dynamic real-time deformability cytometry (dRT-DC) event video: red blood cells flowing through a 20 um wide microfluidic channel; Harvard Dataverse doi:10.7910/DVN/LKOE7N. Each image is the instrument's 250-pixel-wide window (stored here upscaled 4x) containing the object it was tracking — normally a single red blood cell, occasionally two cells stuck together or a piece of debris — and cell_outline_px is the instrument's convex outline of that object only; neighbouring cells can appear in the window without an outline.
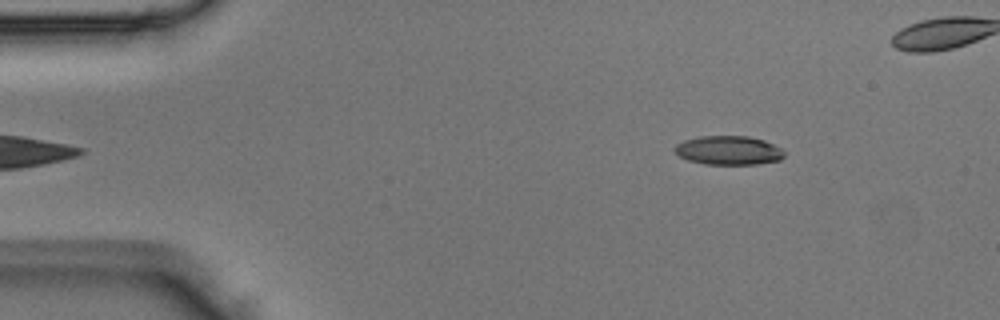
{"species": "Egyptian fruit bat (a non-hibernating species)", "species_latin": "Rousettus aegyptiacus", "temperature_condition": "room temperature", "stored_images_in_passage": 42, "camera_frame_rate_fps": 3000, "um_per_image_px": 0.085, "animal": {"sex": "male"}, "frame": {"image": 1, "passage_image": 3, "time_ms": 0.667, "image_size_px": [1000, 320], "cell_outline_px": [[784, 156], [780, 160], [756, 164], [704, 164], [688, 160], [680, 156], [676, 152], [676, 144], [684, 140], [700, 136], [748, 136], [764, 140], [780, 148], [784, 152]], "centroid_in_image_um": [61.93, 12.78], "position_along_channel_um": 23.1, "area_um2": 18.32}}
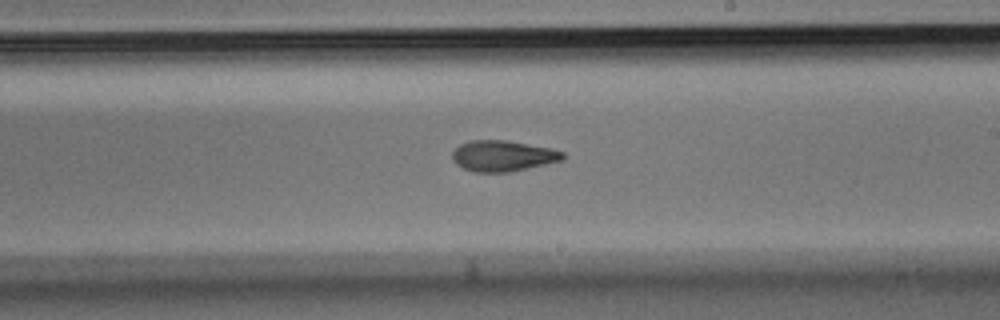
{"frame": {"image": 2, "passage_image": 25, "time_ms": 8.0, "image_size_px": [1000, 320], "cell_outline_px": [[564, 160], [508, 172], [476, 172], [464, 168], [456, 164], [452, 160], [452, 152], [460, 144], [468, 140], [508, 140], [552, 148], [564, 152]], "centroid_in_image_um": [42.74, 13.24], "position_along_channel_um": 246.3, "area_um2": 19.94}}
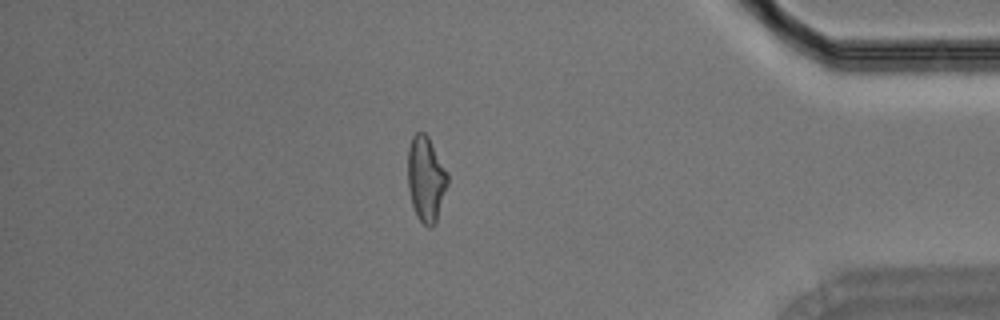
{"frame": {"image": 3, "passage_image": 39, "time_ms": 12.667, "image_size_px": [1000, 320], "cell_outline_px": [[448, 184], [436, 220], [432, 228], [428, 228], [420, 220], [412, 204], [408, 188], [408, 148], [412, 136], [416, 132], [424, 132], [428, 136], [448, 172]], "centroid_in_image_um": [36.21, 15.18], "position_along_channel_um": 399.0, "area_um2": 19.71}}